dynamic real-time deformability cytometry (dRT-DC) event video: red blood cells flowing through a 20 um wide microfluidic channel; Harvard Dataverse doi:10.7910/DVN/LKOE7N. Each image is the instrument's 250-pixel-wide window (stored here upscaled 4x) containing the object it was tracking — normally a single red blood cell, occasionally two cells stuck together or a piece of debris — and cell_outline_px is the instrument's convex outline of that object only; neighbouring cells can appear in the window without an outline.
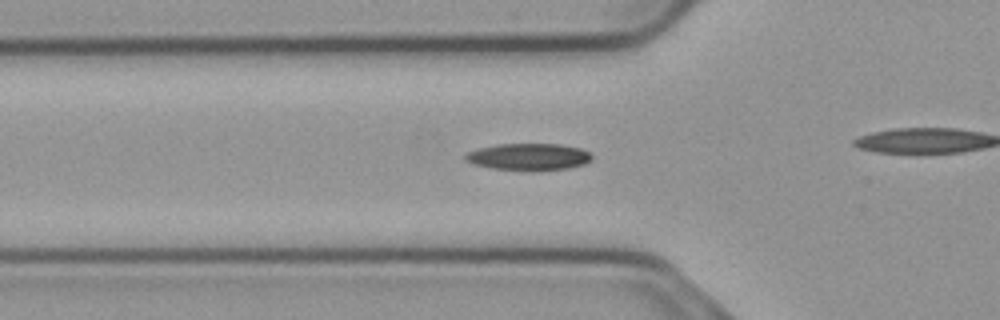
{"species": "common noctule bat (a hibernating species)", "species_latin": "Nyctalus noctula", "temperature_condition": "cold", "stored_images_in_passage": 34, "camera_frame_rate_fps": 3000, "um_per_image_px": 0.085, "animal": {"sex": "male", "body_mass_g": 23.1, "forearm_length_mm": 52.7}, "frame": {"image": 1, "passage_image": 3, "time_ms": 0.667, "image_size_px": [1000, 320], "cell_outline_px": [[592, 160], [584, 164], [568, 168], [492, 168], [472, 164], [464, 160], [464, 156], [468, 152], [480, 148], [496, 144], [560, 144], [580, 148], [588, 152], [592, 156]], "centroid_in_image_um": [44.92, 13.28], "position_along_channel_um": 80.9, "area_um2": 19.02}}
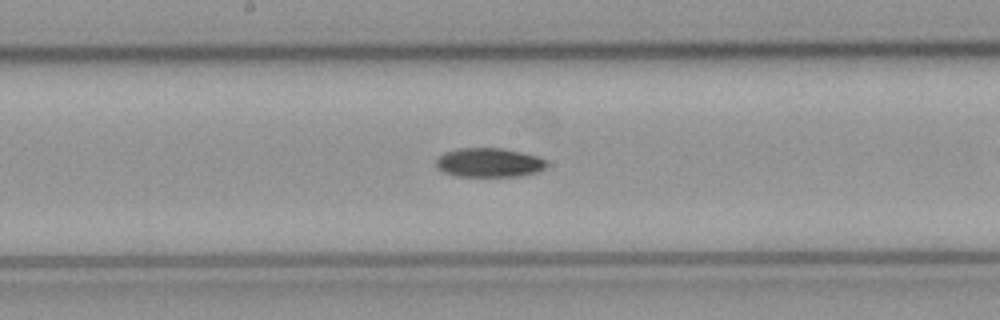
{"frame": {"image": 2, "passage_image": 13, "time_ms": 4.0, "image_size_px": [1000, 320], "cell_outline_px": [[548, 164], [544, 168], [536, 172], [520, 176], [456, 176], [444, 172], [436, 168], [436, 160], [444, 152], [456, 148], [500, 148], [520, 152], [536, 156], [544, 160]], "centroid_in_image_um": [41.52, 13.82], "position_along_channel_um": 206.7, "area_um2": 18.67}}
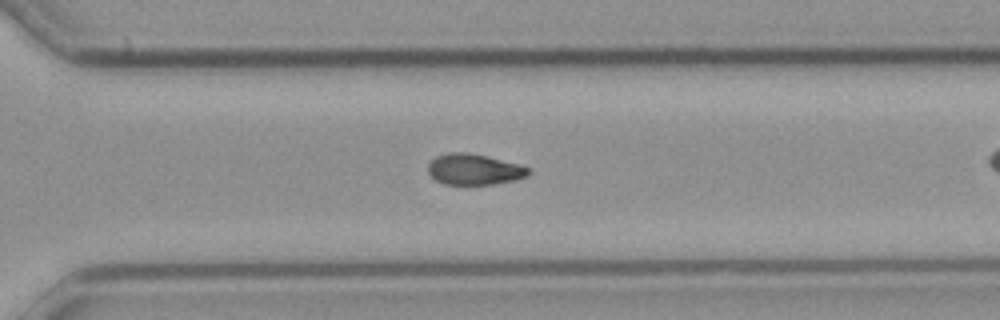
{"frame": {"image": 3, "passage_image": 23, "time_ms": 7.333, "image_size_px": [1000, 320], "cell_outline_px": [[528, 176], [496, 184], [444, 184], [436, 180], [428, 172], [428, 164], [436, 156], [448, 152], [464, 152], [488, 156], [520, 164], [528, 168]], "centroid_in_image_um": [40.28, 14.39], "position_along_channel_um": 330.3, "area_um2": 17.98}, "authors_computed_cell_mechanics": {"area_um2": 19.074, "velocity_mm_per_s": 3.7328, "shape_relaxation_time_tau1_ms": 7.1398, "shape_relaxation_time_tau2_ms": null, "deformation_change_tau1": 0.173, "deformation_change_tau2": null}}